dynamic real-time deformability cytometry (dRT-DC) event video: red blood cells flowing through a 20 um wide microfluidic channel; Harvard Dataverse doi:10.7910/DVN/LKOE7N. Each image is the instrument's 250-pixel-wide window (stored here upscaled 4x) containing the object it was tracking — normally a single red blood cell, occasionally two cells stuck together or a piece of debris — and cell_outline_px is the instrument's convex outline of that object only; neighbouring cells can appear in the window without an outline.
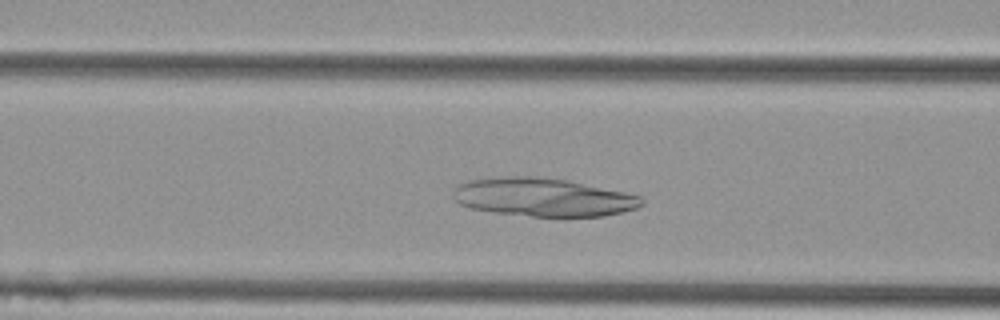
{"species": "Egyptian fruit bat (a non-hibernating species)", "species_latin": "Rousettus aegyptiacus", "temperature_condition": "cold", "stored_images_in_passage": 9, "camera_frame_rate_fps": 3000, "um_per_image_px": 0.085, "animal": {"sex": "female"}, "frame": {"image": 1, "passage_image": 7, "time_ms": 2.0, "image_size_px": [1000, 320], "cell_outline_px": [[644, 204], [636, 208], [604, 216], [532, 216], [492, 212], [472, 208], [460, 204], [452, 196], [452, 192], [460, 184], [468, 180], [500, 176], [532, 176], [568, 180], [624, 192], [640, 196], [644, 200]], "centroid_in_image_um": [46.14, 16.75], "position_along_channel_um": 120.5, "area_um2": 41.96}}